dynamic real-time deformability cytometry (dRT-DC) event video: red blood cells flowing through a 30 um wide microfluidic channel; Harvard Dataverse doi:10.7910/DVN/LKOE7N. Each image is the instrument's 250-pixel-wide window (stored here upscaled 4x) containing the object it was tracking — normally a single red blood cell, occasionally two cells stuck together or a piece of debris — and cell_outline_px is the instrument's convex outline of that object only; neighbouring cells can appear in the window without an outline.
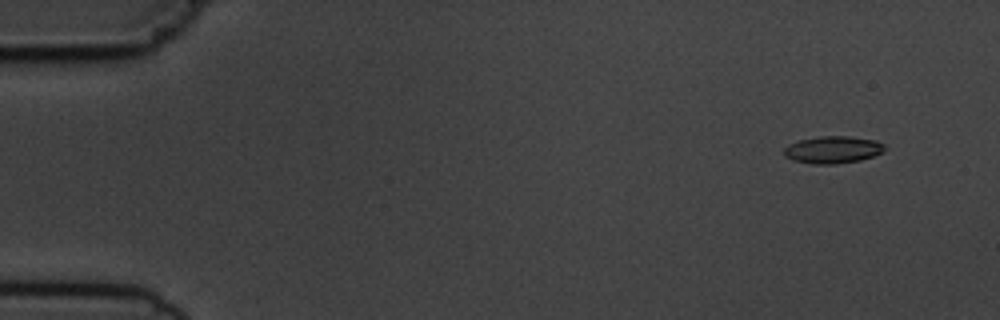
{"species": "common noctule bat (a hibernating species)", "species_latin": "Nyctalus noctula", "temperature_condition": "cold", "stored_images_in_passage": 2, "camera_frame_rate_fps": 3000, "um_per_image_px": 0.085, "animal": {"sex": "male", "body_mass_g": 19.5, "forearm_length_mm": 54.6}, "frame": {"image": 1, "passage_image": 2, "time_ms": 1.333, "image_size_px": [1000, 320], "cell_outline_px": [[884, 152], [860, 160], [836, 164], [812, 164], [792, 160], [784, 156], [784, 148], [788, 144], [800, 140], [820, 136], [848, 136], [876, 140], [884, 144]], "centroid_in_image_um": [70.77, 12.73], "position_along_channel_um": 14.2, "area_um2": 16.01}}